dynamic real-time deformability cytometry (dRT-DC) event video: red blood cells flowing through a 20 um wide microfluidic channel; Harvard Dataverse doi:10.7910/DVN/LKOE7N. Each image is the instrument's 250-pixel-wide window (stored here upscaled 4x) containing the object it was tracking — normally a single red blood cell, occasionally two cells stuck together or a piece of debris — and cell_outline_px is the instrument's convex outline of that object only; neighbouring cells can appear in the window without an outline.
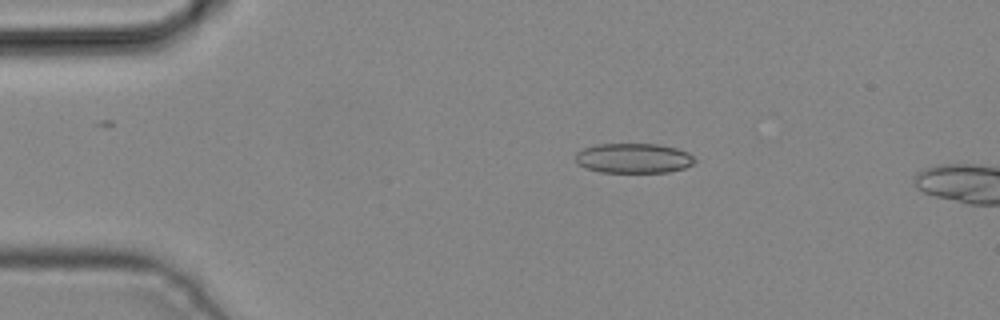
{"species": "common noctule bat (a hibernating species)", "species_latin": "Nyctalus noctula", "temperature_condition": "cold", "stored_images_in_passage": 2, "camera_frame_rate_fps": 3000, "um_per_image_px": 0.085, "animal": {"sex": "male", "body_mass_g": 19.2, "forearm_length_mm": 51.8}, "frame": {"image": 1, "passage_image": 1, "time_ms": 0.0, "image_size_px": [1000, 320], "cell_outline_px": [[696, 160], [692, 164], [684, 168], [668, 172], [600, 172], [576, 164], [576, 152], [584, 148], [596, 144], [660, 144], [676, 148], [688, 152]], "centroid_in_image_um": [53.85, 13.44], "position_along_channel_um": 31.2, "area_um2": 20.75}}